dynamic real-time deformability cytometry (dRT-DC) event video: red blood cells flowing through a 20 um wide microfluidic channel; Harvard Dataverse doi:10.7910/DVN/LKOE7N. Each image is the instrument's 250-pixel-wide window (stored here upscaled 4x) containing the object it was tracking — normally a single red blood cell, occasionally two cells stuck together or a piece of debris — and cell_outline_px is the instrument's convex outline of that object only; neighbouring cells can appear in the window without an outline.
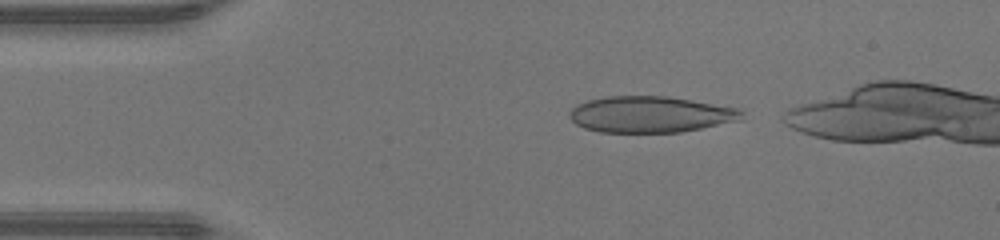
{"species": "human", "species_latin": "Homo sapiens", "temperature_condition": "warm", "stored_images_in_passage": 36, "camera_frame_rate_fps": 3000, "um_per_image_px": 0.085, "donor": {"sex": "male"}, "frame": {"image": 1, "passage_image": 2, "time_ms": 0.333, "image_size_px": [1000, 240], "cell_outline_px": [[744, 112], [740, 120], [680, 132], [600, 132], [584, 128], [576, 124], [568, 116], [568, 112], [576, 104], [588, 100], [608, 96], [668, 96], [740, 108]], "centroid_in_image_um": [55.26, 9.72], "position_along_channel_um": 29.7, "area_um2": 36.41}}
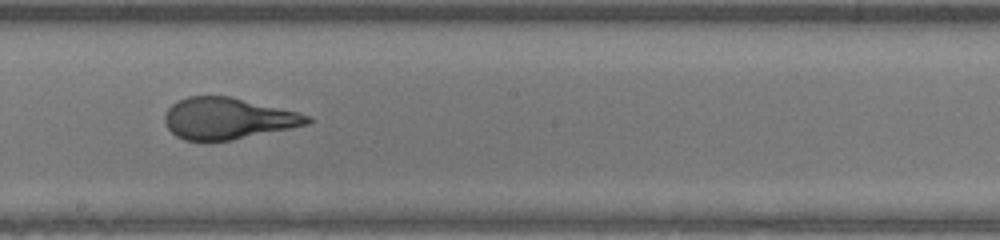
{"frame": {"image": 2, "passage_image": 19, "time_ms": 6.0, "image_size_px": [1000, 240], "cell_outline_px": [[312, 120], [308, 124], [232, 140], [184, 140], [176, 136], [168, 128], [164, 120], [164, 116], [168, 108], [172, 104], [188, 96], [228, 96], [296, 112], [312, 116]], "centroid_in_image_um": [19.33, 10.07], "position_along_channel_um": 228.9, "area_um2": 33.87}}
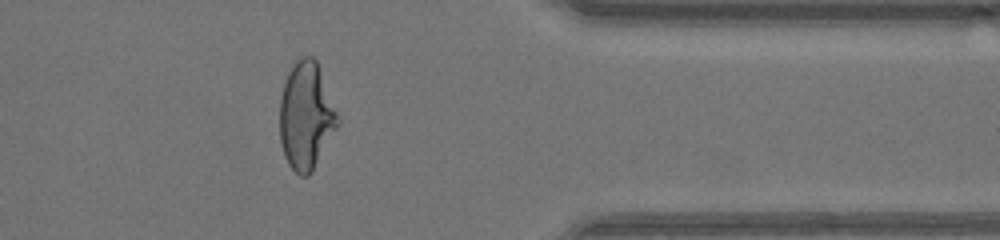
{"frame": {"image": 3, "passage_image": 31, "time_ms": 10.0, "image_size_px": [1000, 240], "cell_outline_px": [[340, 124], [312, 172], [308, 176], [300, 176], [288, 164], [284, 156], [280, 140], [280, 96], [288, 72], [296, 60], [300, 56], [312, 56], [316, 60], [340, 120]], "centroid_in_image_um": [26.02, 9.87], "position_along_channel_um": 385.4, "area_um2": 36.3}, "authors_computed_cell_mechanics": {"area_um2": 35.6915, "velocity_mm_per_s": 4.3756, "shape_relaxation_time_tau1_ms": 10.0637, "shape_relaxation_time_tau2_ms": null, "deformation_change_tau1": 0.461, "deformation_change_tau2": null}}